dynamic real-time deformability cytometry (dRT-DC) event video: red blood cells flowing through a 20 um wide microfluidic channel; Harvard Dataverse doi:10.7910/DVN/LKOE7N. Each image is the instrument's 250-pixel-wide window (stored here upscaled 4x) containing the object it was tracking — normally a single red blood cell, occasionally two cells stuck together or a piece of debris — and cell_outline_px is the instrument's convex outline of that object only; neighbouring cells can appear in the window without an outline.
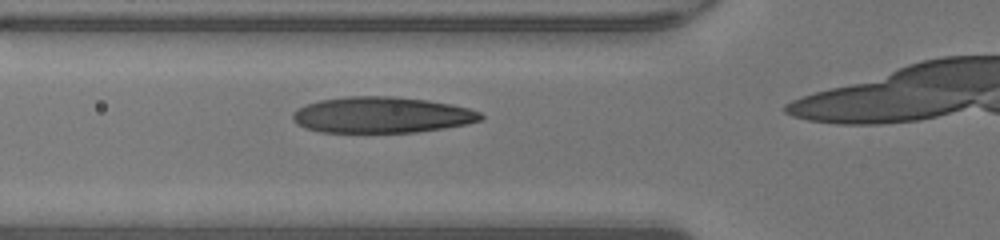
{"species": "human", "species_latin": "Homo sapiens", "temperature_condition": "warm", "stored_images_in_passage": 11, "camera_frame_rate_fps": 3000, "um_per_image_px": 0.085, "donor": {"sex": "male"}, "frame": {"image": 1, "passage_image": 4, "time_ms": 1.0, "image_size_px": [1000, 240], "cell_outline_px": [[484, 116], [480, 120], [468, 124], [444, 128], [416, 132], [320, 132], [304, 128], [296, 124], [292, 120], [292, 112], [296, 108], [304, 104], [320, 100], [348, 96], [392, 96], [428, 100], [452, 104], [468, 108], [480, 112]], "centroid_in_image_um": [32.41, 9.77], "position_along_channel_um": 93.4, "area_um2": 39.82}}
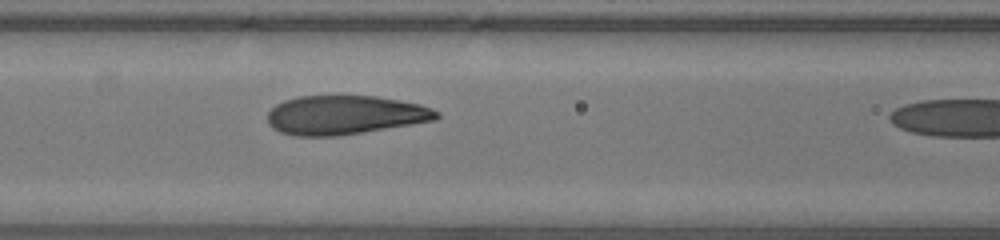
{"frame": {"image": 2, "passage_image": 7, "time_ms": 2.0, "image_size_px": [1000, 240], "cell_outline_px": [[440, 116], [436, 120], [340, 136], [292, 136], [280, 132], [272, 128], [268, 124], [268, 112], [276, 104], [284, 100], [296, 96], [376, 96], [400, 100], [420, 104], [432, 108], [440, 112]], "centroid_in_image_um": [29.31, 9.78], "position_along_channel_um": 137.3, "area_um2": 38.73}}
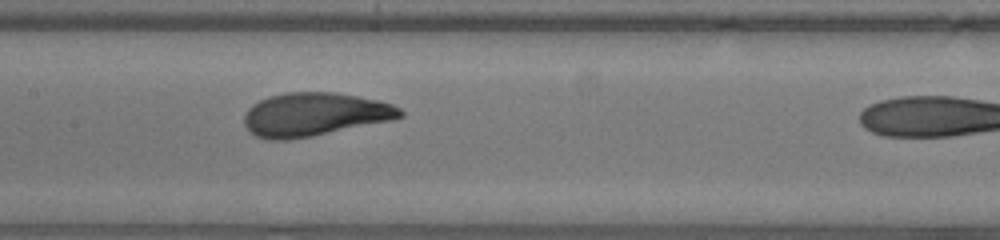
{"frame": {"image": 3, "passage_image": 10, "time_ms": 3.0, "image_size_px": [1000, 240], "cell_outline_px": [[404, 116], [392, 120], [312, 136], [288, 140], [268, 140], [256, 136], [248, 132], [244, 124], [244, 116], [248, 108], [252, 104], [260, 100], [272, 96], [288, 92], [336, 92], [376, 100], [392, 104], [400, 108], [404, 112]], "centroid_in_image_um": [26.71, 9.73], "position_along_channel_um": 180.7, "area_um2": 39.48}}